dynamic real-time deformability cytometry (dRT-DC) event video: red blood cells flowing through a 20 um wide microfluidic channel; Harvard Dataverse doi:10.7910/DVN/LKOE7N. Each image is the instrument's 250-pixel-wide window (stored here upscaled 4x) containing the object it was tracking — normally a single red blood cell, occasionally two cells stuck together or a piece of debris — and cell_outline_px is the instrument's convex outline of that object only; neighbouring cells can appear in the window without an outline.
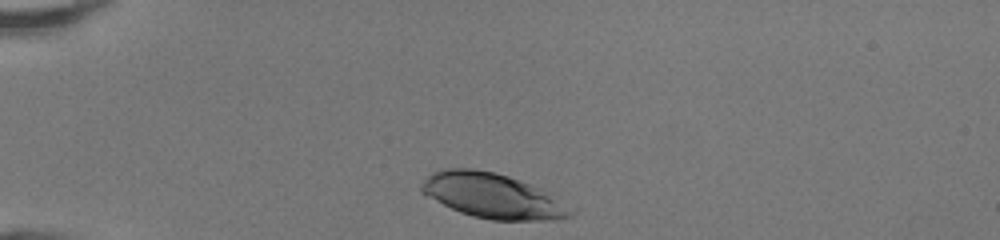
{"species": "human", "species_latin": "Homo sapiens", "temperature_condition": "room temperature", "stored_images_in_passage": 30, "camera_frame_rate_fps": 3000, "um_per_image_px": 0.085, "donor": {"sex": "female"}, "frame": {"image": 1, "passage_image": 1, "time_ms": 0.0, "image_size_px": [1000, 240], "cell_outline_px": [[580, 208], [572, 216], [552, 220], [492, 220], [472, 216], [460, 212], [424, 196], [420, 192], [420, 184], [432, 172], [448, 168], [472, 168], [496, 172], [508, 176], [552, 192]], "centroid_in_image_um": [41.99, 16.65], "position_along_channel_um": 43.0, "area_um2": 40.11}}
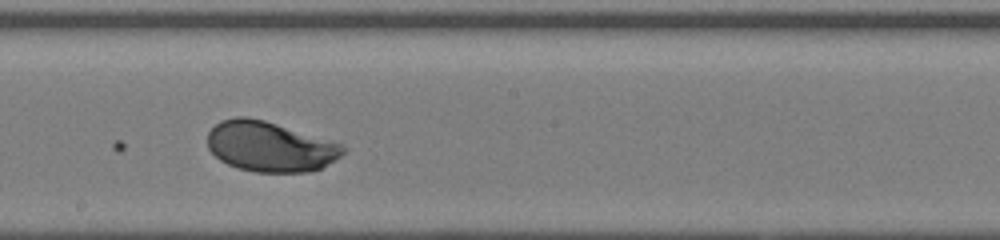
{"frame": {"image": 2, "passage_image": 17, "time_ms": 5.333, "image_size_px": [1000, 240], "cell_outline_px": [[348, 148], [340, 156], [320, 168], [308, 172], [256, 172], [240, 168], [228, 164], [220, 160], [208, 148], [208, 132], [220, 120], [236, 116], [248, 116], [264, 120], [344, 144]], "centroid_in_image_um": [22.95, 12.44], "position_along_channel_um": 225.3, "area_um2": 39.54}}
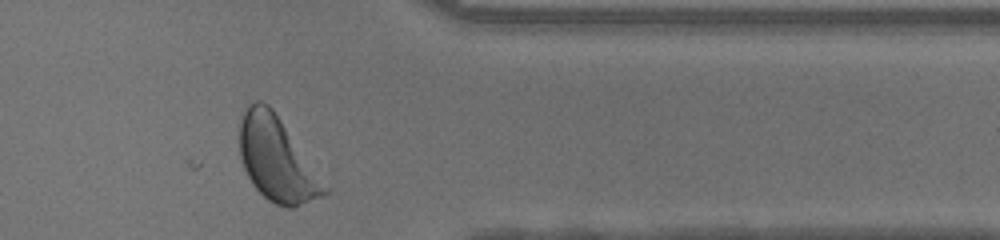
{"frame": {"image": 3, "passage_image": 29, "time_ms": 9.333, "image_size_px": [1000, 240], "cell_outline_px": [[328, 192], [320, 196], [292, 208], [288, 208], [276, 204], [268, 200], [252, 184], [244, 168], [240, 156], [240, 120], [244, 108], [248, 100], [260, 100], [268, 104], [272, 108], [328, 188]], "centroid_in_image_um": [23.46, 13.49], "position_along_channel_um": 387.9, "area_um2": 40.86}, "authors_computed_cell_mechanics": {"area_um2": 39.5352, "velocity_mm_per_s": 4.2451, "shape_relaxation_time_tau1_ms": 1.9878, "shape_relaxation_time_tau2_ms": null, "deformation_change_tau1": 0.1421, "deformation_change_tau2": null}}